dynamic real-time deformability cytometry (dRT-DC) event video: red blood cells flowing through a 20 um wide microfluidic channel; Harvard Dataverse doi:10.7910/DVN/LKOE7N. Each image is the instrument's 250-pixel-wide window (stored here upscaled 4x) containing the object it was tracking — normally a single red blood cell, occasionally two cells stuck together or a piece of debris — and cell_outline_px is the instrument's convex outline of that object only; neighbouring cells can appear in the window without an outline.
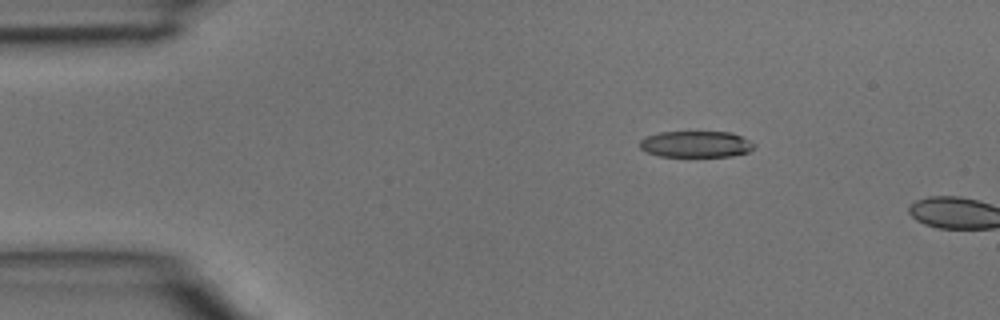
{"species": "common noctule bat (a hibernating species)", "species_latin": "Nyctalus noctula", "temperature_condition": "room temperature", "stored_images_in_passage": 2, "camera_frame_rate_fps": 3000, "um_per_image_px": 0.085, "animal": {"sex": "male", "body_mass_g": 15.6}, "frame": {"image": 1, "passage_image": 1, "time_ms": 0.0, "image_size_px": [1000, 320], "cell_outline_px": [[756, 144], [748, 152], [732, 156], [660, 156], [644, 152], [640, 148], [640, 140], [644, 136], [660, 132], [732, 132]], "centroid_in_image_um": [59.11, 12.25], "position_along_channel_um": 25.9, "area_um2": 17.57}}